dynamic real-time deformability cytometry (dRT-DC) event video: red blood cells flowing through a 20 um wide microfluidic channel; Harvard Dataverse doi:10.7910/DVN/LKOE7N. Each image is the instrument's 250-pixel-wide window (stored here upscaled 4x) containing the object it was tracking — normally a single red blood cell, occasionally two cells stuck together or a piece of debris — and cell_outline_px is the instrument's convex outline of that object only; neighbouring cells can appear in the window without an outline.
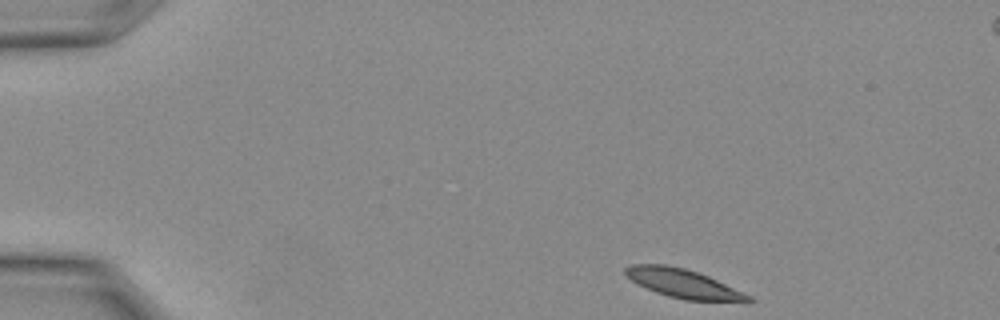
{"species": "Egyptian fruit bat (a non-hibernating species)", "species_latin": "Rousettus aegyptiacus", "temperature_condition": "warm", "stored_images_in_passage": 24, "camera_frame_rate_fps": 3000, "um_per_image_px": 0.085, "animal": {"sex": "female"}, "frame": {"image": 1, "passage_image": 1, "time_ms": 0.0, "image_size_px": [1000, 320], "cell_outline_px": [[752, 304], [748, 304], [684, 300], [668, 296], [656, 292], [632, 280], [624, 272], [624, 268], [632, 264], [664, 264], [684, 268], [708, 276], [752, 296]], "centroid_in_image_um": [58.21, 24.15], "position_along_channel_um": 26.8, "area_um2": 20.98}}
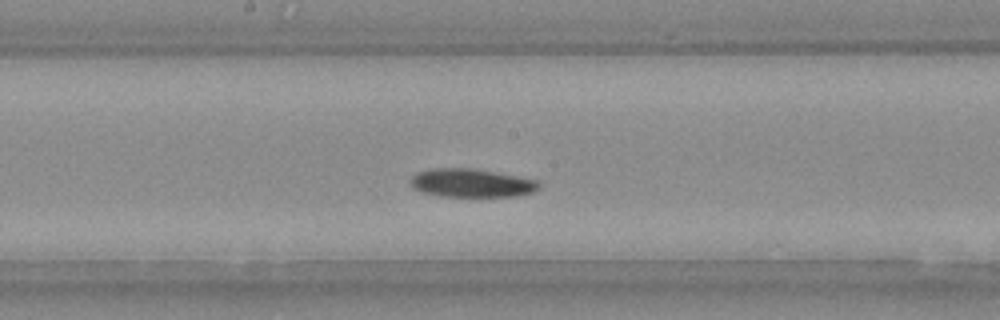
{"frame": {"image": 2, "passage_image": 12, "time_ms": 3.667, "image_size_px": [1000, 320], "cell_outline_px": [[540, 184], [532, 192], [516, 196], [440, 196], [424, 192], [412, 188], [412, 176], [428, 168], [472, 168], [516, 176], [536, 180]], "centroid_in_image_um": [40.04, 15.55], "position_along_channel_um": 208.2, "area_um2": 20.87}}
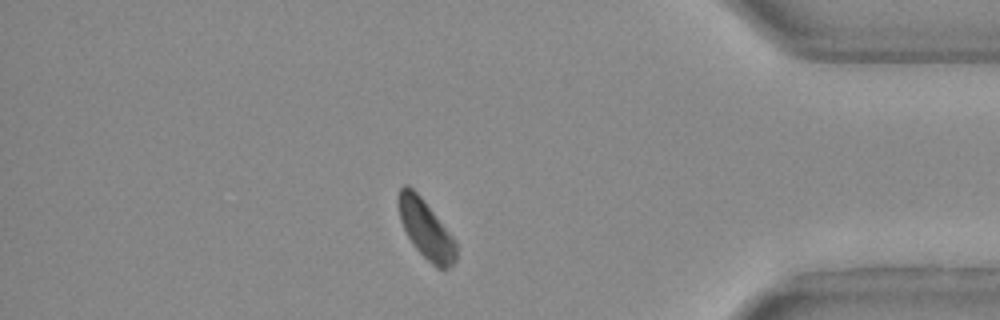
{"frame": {"image": 3, "passage_image": 21, "time_ms": 6.667, "image_size_px": [1000, 320], "cell_outline_px": [[456, 260], [448, 268], [436, 268], [416, 248], [408, 236], [400, 220], [396, 200], [400, 188], [404, 184], [408, 184], [420, 196], [456, 240]], "centroid_in_image_um": [36.18, 19.46], "position_along_channel_um": 399.0, "area_um2": 19.54}}